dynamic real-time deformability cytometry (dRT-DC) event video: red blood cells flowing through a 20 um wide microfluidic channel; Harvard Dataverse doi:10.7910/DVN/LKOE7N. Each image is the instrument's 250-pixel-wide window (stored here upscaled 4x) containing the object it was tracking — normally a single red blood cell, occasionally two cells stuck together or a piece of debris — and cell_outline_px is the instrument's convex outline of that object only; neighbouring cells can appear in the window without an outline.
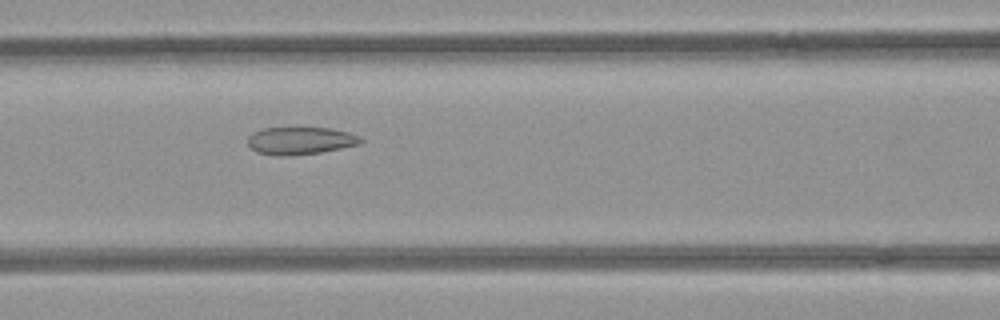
{"species": "common noctule bat (a hibernating species)", "species_latin": "Nyctalus noctula", "temperature_condition": "room temperature", "stored_images_in_passage": 3, "camera_frame_rate_fps": 3000, "um_per_image_px": 0.085, "animal": {"sex": "female", "body_mass_g": 21.9}, "frame": {"image": 1, "passage_image": 3, "time_ms": 0.667, "image_size_px": [1000, 320], "cell_outline_px": [[364, 140], [360, 144], [320, 152], [288, 156], [276, 156], [256, 152], [248, 144], [248, 136], [252, 132], [264, 128], [328, 128], [348, 132], [360, 136]], "centroid_in_image_um": [25.51, 11.96], "position_along_channel_um": 141.1, "area_um2": 18.09}}